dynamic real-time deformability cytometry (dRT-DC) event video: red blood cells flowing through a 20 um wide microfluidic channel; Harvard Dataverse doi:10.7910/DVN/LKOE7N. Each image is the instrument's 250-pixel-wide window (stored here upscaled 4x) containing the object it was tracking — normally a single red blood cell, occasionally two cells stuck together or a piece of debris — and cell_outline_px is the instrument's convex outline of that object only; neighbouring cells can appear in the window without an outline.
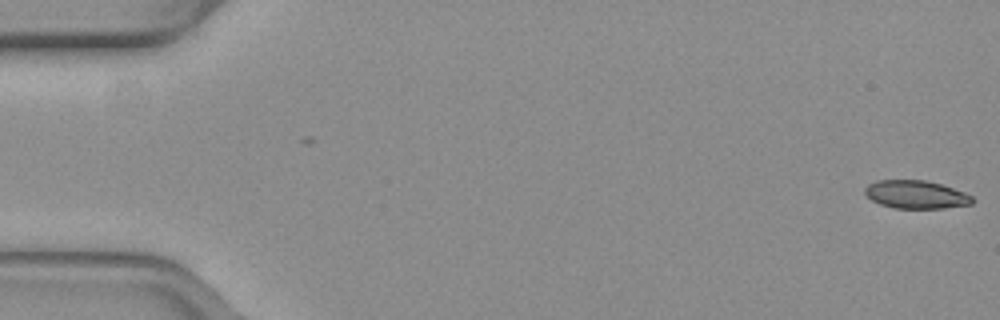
{"species": "common noctule bat (a hibernating species)", "species_latin": "Nyctalus noctula", "temperature_condition": "warm", "stored_images_in_passage": 2, "camera_frame_rate_fps": 3000, "um_per_image_px": 0.085, "animal": {"sex": "female", "body_mass_g": 19.3, "forearm_length_mm": 54.1}, "frame": {"image": 1, "passage_image": 2, "time_ms": 0.333, "image_size_px": [1000, 320], "cell_outline_px": [[976, 200], [972, 204], [944, 208], [892, 208], [880, 204], [872, 200], [864, 192], [864, 188], [868, 184], [876, 180], [924, 180], [940, 184], [964, 192], [972, 196]], "centroid_in_image_um": [77.86, 16.54], "position_along_channel_um": 7.1, "area_um2": 17.63}}